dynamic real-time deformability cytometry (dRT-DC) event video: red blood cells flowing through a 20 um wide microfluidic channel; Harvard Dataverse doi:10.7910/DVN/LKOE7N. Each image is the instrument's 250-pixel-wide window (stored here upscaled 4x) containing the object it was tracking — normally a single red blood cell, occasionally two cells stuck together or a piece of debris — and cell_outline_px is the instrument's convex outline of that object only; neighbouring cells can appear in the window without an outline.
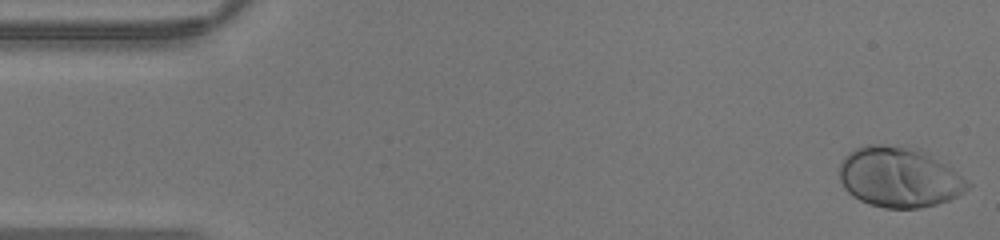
{"species": "human", "species_latin": "Homo sapiens", "temperature_condition": "warm", "stored_images_in_passage": 35, "camera_frame_rate_fps": 3000, "um_per_image_px": 0.085, "donor": {"sex": "male"}, "frame": {"image": 1, "passage_image": 1, "time_ms": 0.0, "image_size_px": [1000, 240], "cell_outline_px": [[972, 184], [964, 192], [948, 200], [936, 204], [920, 208], [884, 208], [868, 204], [852, 196], [844, 188], [840, 180], [840, 164], [844, 156], [848, 152], [856, 148], [868, 144], [884, 144], [920, 148], [952, 168], [968, 180]], "centroid_in_image_um": [76.42, 15.05], "position_along_channel_um": 8.6, "area_um2": 45.37}}
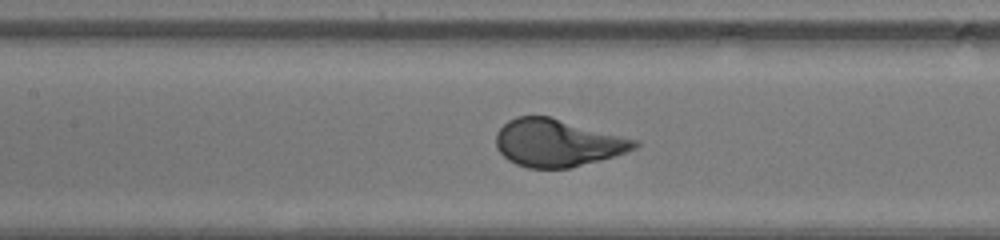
{"frame": {"image": 2, "passage_image": 19, "time_ms": 6.0, "image_size_px": [1000, 240], "cell_outline_px": [[640, 144], [636, 148], [612, 156], [568, 168], [528, 168], [516, 164], [508, 160], [496, 148], [496, 132], [508, 120], [516, 116], [548, 116], [640, 140]], "centroid_in_image_um": [47.36, 12.13], "position_along_channel_um": 160.0, "area_um2": 38.09}}
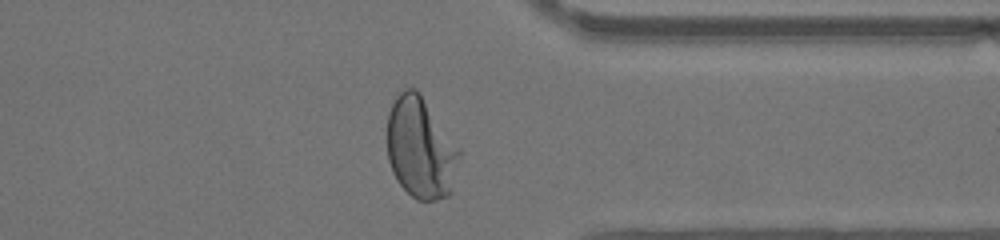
{"frame": {"image": 3, "passage_image": 33, "time_ms": 10.667, "image_size_px": [1000, 240], "cell_outline_px": [[460, 156], [452, 192], [448, 196], [436, 200], [416, 200], [396, 180], [392, 172], [388, 160], [388, 112], [396, 96], [404, 88], [416, 88], [420, 92], [460, 148]], "centroid_in_image_um": [35.77, 12.58], "position_along_channel_um": 375.6, "area_um2": 42.83}}